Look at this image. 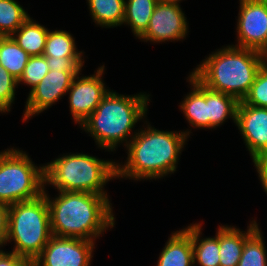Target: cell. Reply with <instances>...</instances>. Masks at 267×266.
Listing matches in <instances>:
<instances>
[{
	"label": "cell",
	"instance_id": "1",
	"mask_svg": "<svg viewBox=\"0 0 267 266\" xmlns=\"http://www.w3.org/2000/svg\"><path fill=\"white\" fill-rule=\"evenodd\" d=\"M189 140L182 129H157L146 119L124 148L126 155L116 161L117 180L159 182L171 177L179 171L178 164Z\"/></svg>",
	"mask_w": 267,
	"mask_h": 266
},
{
	"label": "cell",
	"instance_id": "2",
	"mask_svg": "<svg viewBox=\"0 0 267 266\" xmlns=\"http://www.w3.org/2000/svg\"><path fill=\"white\" fill-rule=\"evenodd\" d=\"M57 192L46 197L52 235L99 242L104 234L116 227V213L110 195L90 192ZM101 238V239H100Z\"/></svg>",
	"mask_w": 267,
	"mask_h": 266
},
{
	"label": "cell",
	"instance_id": "3",
	"mask_svg": "<svg viewBox=\"0 0 267 266\" xmlns=\"http://www.w3.org/2000/svg\"><path fill=\"white\" fill-rule=\"evenodd\" d=\"M151 97L149 91L129 95L110 89L96 110L80 125L81 133L88 134L96 149L109 152L107 154L124 149L148 118L149 104L153 102Z\"/></svg>",
	"mask_w": 267,
	"mask_h": 266
},
{
	"label": "cell",
	"instance_id": "4",
	"mask_svg": "<svg viewBox=\"0 0 267 266\" xmlns=\"http://www.w3.org/2000/svg\"><path fill=\"white\" fill-rule=\"evenodd\" d=\"M262 65L259 51L228 43L211 51L189 72L207 88L240 102L248 94Z\"/></svg>",
	"mask_w": 267,
	"mask_h": 266
},
{
	"label": "cell",
	"instance_id": "5",
	"mask_svg": "<svg viewBox=\"0 0 267 266\" xmlns=\"http://www.w3.org/2000/svg\"><path fill=\"white\" fill-rule=\"evenodd\" d=\"M116 161L82 150L80 153L62 152L45 162V187L55 191L110 195L106 188L110 181L117 180Z\"/></svg>",
	"mask_w": 267,
	"mask_h": 266
},
{
	"label": "cell",
	"instance_id": "6",
	"mask_svg": "<svg viewBox=\"0 0 267 266\" xmlns=\"http://www.w3.org/2000/svg\"><path fill=\"white\" fill-rule=\"evenodd\" d=\"M52 236L49 207L44 194L9 205L8 235L4 244L25 259H36Z\"/></svg>",
	"mask_w": 267,
	"mask_h": 266
},
{
	"label": "cell",
	"instance_id": "7",
	"mask_svg": "<svg viewBox=\"0 0 267 266\" xmlns=\"http://www.w3.org/2000/svg\"><path fill=\"white\" fill-rule=\"evenodd\" d=\"M45 188V163H35L19 146L0 150V202L15 204L40 197Z\"/></svg>",
	"mask_w": 267,
	"mask_h": 266
},
{
	"label": "cell",
	"instance_id": "8",
	"mask_svg": "<svg viewBox=\"0 0 267 266\" xmlns=\"http://www.w3.org/2000/svg\"><path fill=\"white\" fill-rule=\"evenodd\" d=\"M105 70L107 71V68L103 63L90 75L82 73L81 70L74 77L66 94L72 123L77 125L78 129L111 89L104 80Z\"/></svg>",
	"mask_w": 267,
	"mask_h": 266
},
{
	"label": "cell",
	"instance_id": "9",
	"mask_svg": "<svg viewBox=\"0 0 267 266\" xmlns=\"http://www.w3.org/2000/svg\"><path fill=\"white\" fill-rule=\"evenodd\" d=\"M179 4L158 2L154 8L146 31L139 42L160 45L187 40L190 25L184 9Z\"/></svg>",
	"mask_w": 267,
	"mask_h": 266
},
{
	"label": "cell",
	"instance_id": "10",
	"mask_svg": "<svg viewBox=\"0 0 267 266\" xmlns=\"http://www.w3.org/2000/svg\"><path fill=\"white\" fill-rule=\"evenodd\" d=\"M80 71L49 70L41 82L26 92L21 122L28 123L35 116L48 111L53 105L62 102L71 87L74 77Z\"/></svg>",
	"mask_w": 267,
	"mask_h": 266
},
{
	"label": "cell",
	"instance_id": "11",
	"mask_svg": "<svg viewBox=\"0 0 267 266\" xmlns=\"http://www.w3.org/2000/svg\"><path fill=\"white\" fill-rule=\"evenodd\" d=\"M235 41L230 45L261 51L267 43V0H238Z\"/></svg>",
	"mask_w": 267,
	"mask_h": 266
},
{
	"label": "cell",
	"instance_id": "12",
	"mask_svg": "<svg viewBox=\"0 0 267 266\" xmlns=\"http://www.w3.org/2000/svg\"><path fill=\"white\" fill-rule=\"evenodd\" d=\"M97 245L87 239L52 235L35 260L38 266H93Z\"/></svg>",
	"mask_w": 267,
	"mask_h": 266
},
{
	"label": "cell",
	"instance_id": "13",
	"mask_svg": "<svg viewBox=\"0 0 267 266\" xmlns=\"http://www.w3.org/2000/svg\"><path fill=\"white\" fill-rule=\"evenodd\" d=\"M235 127L243 140L251 161L267 155V108L239 102Z\"/></svg>",
	"mask_w": 267,
	"mask_h": 266
},
{
	"label": "cell",
	"instance_id": "14",
	"mask_svg": "<svg viewBox=\"0 0 267 266\" xmlns=\"http://www.w3.org/2000/svg\"><path fill=\"white\" fill-rule=\"evenodd\" d=\"M190 88L178 103V109L188 123V128L182 131L189 137L196 130H209V118H207L206 86L201 84L190 72L185 77ZM192 130H194L192 132Z\"/></svg>",
	"mask_w": 267,
	"mask_h": 266
},
{
	"label": "cell",
	"instance_id": "15",
	"mask_svg": "<svg viewBox=\"0 0 267 266\" xmlns=\"http://www.w3.org/2000/svg\"><path fill=\"white\" fill-rule=\"evenodd\" d=\"M257 217H251L245 230L236 225L219 224L220 266H237L245 244V239L261 224Z\"/></svg>",
	"mask_w": 267,
	"mask_h": 266
},
{
	"label": "cell",
	"instance_id": "16",
	"mask_svg": "<svg viewBox=\"0 0 267 266\" xmlns=\"http://www.w3.org/2000/svg\"><path fill=\"white\" fill-rule=\"evenodd\" d=\"M167 238L155 266H194L191 235L182 227Z\"/></svg>",
	"mask_w": 267,
	"mask_h": 266
},
{
	"label": "cell",
	"instance_id": "17",
	"mask_svg": "<svg viewBox=\"0 0 267 266\" xmlns=\"http://www.w3.org/2000/svg\"><path fill=\"white\" fill-rule=\"evenodd\" d=\"M204 221L182 226L192 237L194 266H220L219 225L214 236H203Z\"/></svg>",
	"mask_w": 267,
	"mask_h": 266
},
{
	"label": "cell",
	"instance_id": "18",
	"mask_svg": "<svg viewBox=\"0 0 267 266\" xmlns=\"http://www.w3.org/2000/svg\"><path fill=\"white\" fill-rule=\"evenodd\" d=\"M207 118L209 130L214 131L224 126L226 122L236 125L239 101L225 93L217 92L206 87Z\"/></svg>",
	"mask_w": 267,
	"mask_h": 266
},
{
	"label": "cell",
	"instance_id": "19",
	"mask_svg": "<svg viewBox=\"0 0 267 266\" xmlns=\"http://www.w3.org/2000/svg\"><path fill=\"white\" fill-rule=\"evenodd\" d=\"M91 23L101 29L121 27L124 22L125 0H85Z\"/></svg>",
	"mask_w": 267,
	"mask_h": 266
},
{
	"label": "cell",
	"instance_id": "20",
	"mask_svg": "<svg viewBox=\"0 0 267 266\" xmlns=\"http://www.w3.org/2000/svg\"><path fill=\"white\" fill-rule=\"evenodd\" d=\"M49 28L29 17L12 35L16 43L30 56L43 55Z\"/></svg>",
	"mask_w": 267,
	"mask_h": 266
},
{
	"label": "cell",
	"instance_id": "21",
	"mask_svg": "<svg viewBox=\"0 0 267 266\" xmlns=\"http://www.w3.org/2000/svg\"><path fill=\"white\" fill-rule=\"evenodd\" d=\"M158 0H125L123 26H128L137 40L147 29Z\"/></svg>",
	"mask_w": 267,
	"mask_h": 266
},
{
	"label": "cell",
	"instance_id": "22",
	"mask_svg": "<svg viewBox=\"0 0 267 266\" xmlns=\"http://www.w3.org/2000/svg\"><path fill=\"white\" fill-rule=\"evenodd\" d=\"M75 36L63 29H49L47 35L45 50L43 55L45 57H87L84 50L78 49V43Z\"/></svg>",
	"mask_w": 267,
	"mask_h": 266
},
{
	"label": "cell",
	"instance_id": "23",
	"mask_svg": "<svg viewBox=\"0 0 267 266\" xmlns=\"http://www.w3.org/2000/svg\"><path fill=\"white\" fill-rule=\"evenodd\" d=\"M30 57L12 36H0V64L17 80L22 76Z\"/></svg>",
	"mask_w": 267,
	"mask_h": 266
},
{
	"label": "cell",
	"instance_id": "24",
	"mask_svg": "<svg viewBox=\"0 0 267 266\" xmlns=\"http://www.w3.org/2000/svg\"><path fill=\"white\" fill-rule=\"evenodd\" d=\"M17 0H0V36H12L31 16Z\"/></svg>",
	"mask_w": 267,
	"mask_h": 266
},
{
	"label": "cell",
	"instance_id": "25",
	"mask_svg": "<svg viewBox=\"0 0 267 266\" xmlns=\"http://www.w3.org/2000/svg\"><path fill=\"white\" fill-rule=\"evenodd\" d=\"M264 232L259 225L246 239L237 266H267V246Z\"/></svg>",
	"mask_w": 267,
	"mask_h": 266
},
{
	"label": "cell",
	"instance_id": "26",
	"mask_svg": "<svg viewBox=\"0 0 267 266\" xmlns=\"http://www.w3.org/2000/svg\"><path fill=\"white\" fill-rule=\"evenodd\" d=\"M18 89V80L0 64V116L12 112Z\"/></svg>",
	"mask_w": 267,
	"mask_h": 266
},
{
	"label": "cell",
	"instance_id": "27",
	"mask_svg": "<svg viewBox=\"0 0 267 266\" xmlns=\"http://www.w3.org/2000/svg\"><path fill=\"white\" fill-rule=\"evenodd\" d=\"M49 72L47 60L44 55L31 56L24 72L18 80V87H28L29 91L39 84L43 77Z\"/></svg>",
	"mask_w": 267,
	"mask_h": 266
},
{
	"label": "cell",
	"instance_id": "28",
	"mask_svg": "<svg viewBox=\"0 0 267 266\" xmlns=\"http://www.w3.org/2000/svg\"><path fill=\"white\" fill-rule=\"evenodd\" d=\"M246 105L267 108V66L262 65L248 94L242 100Z\"/></svg>",
	"mask_w": 267,
	"mask_h": 266
},
{
	"label": "cell",
	"instance_id": "29",
	"mask_svg": "<svg viewBox=\"0 0 267 266\" xmlns=\"http://www.w3.org/2000/svg\"><path fill=\"white\" fill-rule=\"evenodd\" d=\"M49 70L59 71H81L86 68L85 57H46Z\"/></svg>",
	"mask_w": 267,
	"mask_h": 266
},
{
	"label": "cell",
	"instance_id": "30",
	"mask_svg": "<svg viewBox=\"0 0 267 266\" xmlns=\"http://www.w3.org/2000/svg\"><path fill=\"white\" fill-rule=\"evenodd\" d=\"M252 163L261 188L267 196V155L254 158Z\"/></svg>",
	"mask_w": 267,
	"mask_h": 266
},
{
	"label": "cell",
	"instance_id": "31",
	"mask_svg": "<svg viewBox=\"0 0 267 266\" xmlns=\"http://www.w3.org/2000/svg\"><path fill=\"white\" fill-rule=\"evenodd\" d=\"M9 205L0 202V244L4 246L8 235Z\"/></svg>",
	"mask_w": 267,
	"mask_h": 266
},
{
	"label": "cell",
	"instance_id": "32",
	"mask_svg": "<svg viewBox=\"0 0 267 266\" xmlns=\"http://www.w3.org/2000/svg\"><path fill=\"white\" fill-rule=\"evenodd\" d=\"M24 260L25 258L9 251V249L3 248L0 251V266H19Z\"/></svg>",
	"mask_w": 267,
	"mask_h": 266
},
{
	"label": "cell",
	"instance_id": "33",
	"mask_svg": "<svg viewBox=\"0 0 267 266\" xmlns=\"http://www.w3.org/2000/svg\"><path fill=\"white\" fill-rule=\"evenodd\" d=\"M260 57H261L262 64H263L264 66H267V43H266V45L261 49V51H260Z\"/></svg>",
	"mask_w": 267,
	"mask_h": 266
},
{
	"label": "cell",
	"instance_id": "34",
	"mask_svg": "<svg viewBox=\"0 0 267 266\" xmlns=\"http://www.w3.org/2000/svg\"><path fill=\"white\" fill-rule=\"evenodd\" d=\"M19 266H38L35 259H25Z\"/></svg>",
	"mask_w": 267,
	"mask_h": 266
},
{
	"label": "cell",
	"instance_id": "35",
	"mask_svg": "<svg viewBox=\"0 0 267 266\" xmlns=\"http://www.w3.org/2000/svg\"><path fill=\"white\" fill-rule=\"evenodd\" d=\"M183 1L185 0H158V2H161V3H171V4H179V5H181Z\"/></svg>",
	"mask_w": 267,
	"mask_h": 266
},
{
	"label": "cell",
	"instance_id": "36",
	"mask_svg": "<svg viewBox=\"0 0 267 266\" xmlns=\"http://www.w3.org/2000/svg\"><path fill=\"white\" fill-rule=\"evenodd\" d=\"M3 248H4V246L0 244V251H1Z\"/></svg>",
	"mask_w": 267,
	"mask_h": 266
}]
</instances>
